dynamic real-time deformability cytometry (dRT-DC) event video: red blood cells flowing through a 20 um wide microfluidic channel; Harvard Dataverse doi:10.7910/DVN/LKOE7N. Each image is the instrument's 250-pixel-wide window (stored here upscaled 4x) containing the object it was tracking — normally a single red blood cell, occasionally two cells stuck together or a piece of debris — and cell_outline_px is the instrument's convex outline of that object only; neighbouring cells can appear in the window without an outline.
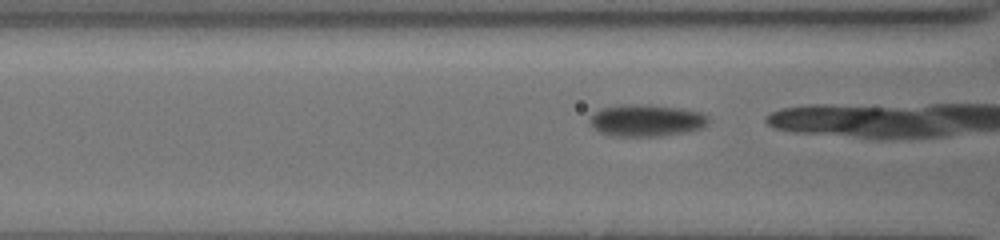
{"species": "common noctule bat (a hibernating species)", "species_latin": "Nyctalus noctula", "temperature_condition": "cold", "stored_images_in_passage": 19, "camera_frame_rate_fps": 3000, "um_per_image_px": 0.085, "animal": {"sex": "female", "body_mass_g": 19.5, "forearm_length_mm": 54.1}, "frame": {"image": 1, "passage_image": 18, "time_ms": 5.667, "image_size_px": [1000, 240], "cell_outline_px": [[708, 124], [700, 128], [684, 132], [656, 136], [616, 136], [600, 132], [588, 120], [596, 112], [604, 108], [632, 104], [680, 108], [700, 112], [708, 116]], "centroid_in_image_um": [54.97, 10.24], "position_along_channel_um": 111.6, "area_um2": 21.39}}